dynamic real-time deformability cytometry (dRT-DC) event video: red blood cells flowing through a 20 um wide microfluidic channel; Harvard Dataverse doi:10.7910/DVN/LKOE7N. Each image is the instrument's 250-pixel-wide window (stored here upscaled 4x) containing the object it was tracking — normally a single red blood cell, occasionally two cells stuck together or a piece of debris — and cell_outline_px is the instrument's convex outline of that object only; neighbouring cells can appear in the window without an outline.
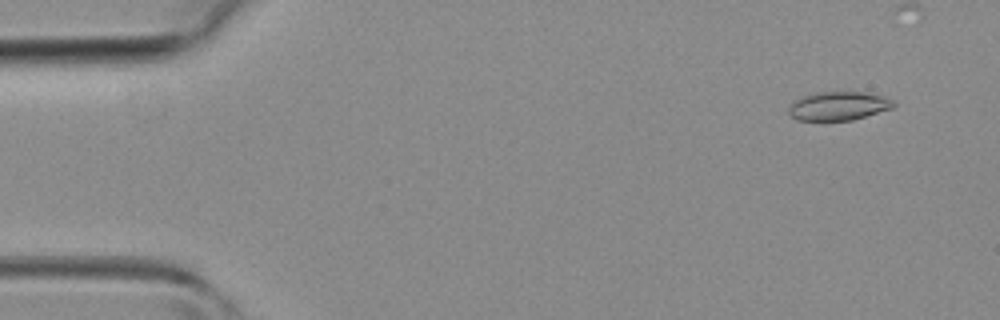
{"species": "common noctule bat (a hibernating species)", "species_latin": "Nyctalus noctula", "temperature_condition": "room temperature", "stored_images_in_passage": 33, "camera_frame_rate_fps": 3000, "um_per_image_px": 0.085, "animal": {"sex": "female", "body_mass_g": 19.3, "forearm_length_mm": 54.1}, "frame": {"image": 1, "passage_image": 3, "time_ms": 0.667, "image_size_px": [1000, 320], "cell_outline_px": [[896, 104], [892, 108], [852, 120], [800, 120], [792, 116], [788, 112], [788, 108], [792, 100], [812, 92], [860, 92], [880, 96], [892, 100]], "centroid_in_image_um": [71.21, 9.0], "position_along_channel_um": 13.8, "area_um2": 17.4}}
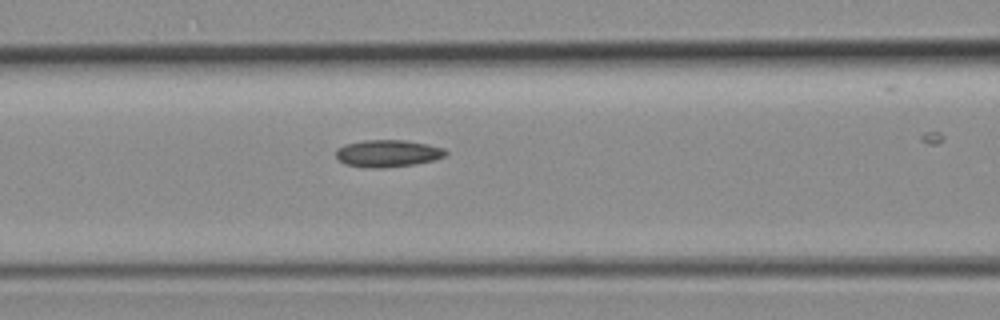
{"frame": {"image": 2, "passage_image": 17, "time_ms": 5.333, "image_size_px": [1000, 320], "cell_outline_px": [[448, 152], [444, 156], [432, 160], [416, 164], [384, 168], [368, 168], [344, 164], [336, 156], [336, 152], [340, 148], [348, 144], [364, 140], [404, 140], [428, 144], [444, 148]], "centroid_in_image_um": [32.98, 13.05], "position_along_channel_um": 133.6, "area_um2": 17.22}}
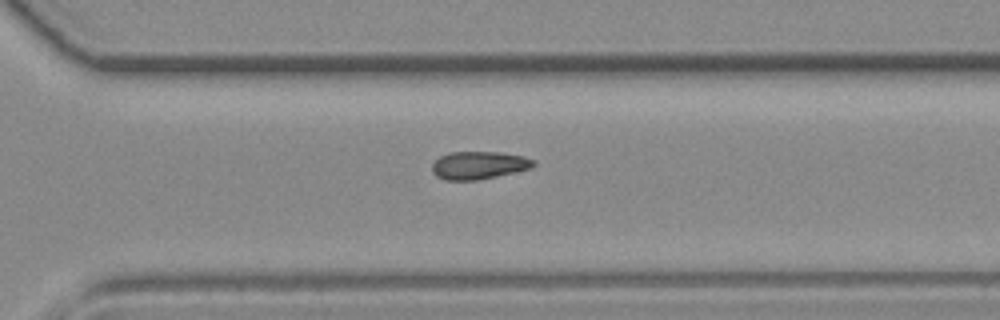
{"frame": {"image": 3, "passage_image": 29, "time_ms": 9.333, "image_size_px": [1000, 320], "cell_outline_px": [[536, 164], [532, 168], [516, 172], [476, 180], [444, 180], [436, 176], [432, 172], [432, 164], [440, 156], [452, 152], [500, 152], [524, 156], [536, 160]], "centroid_in_image_um": [40.73, 14.04], "position_along_channel_um": 329.9, "area_um2": 16.53}}